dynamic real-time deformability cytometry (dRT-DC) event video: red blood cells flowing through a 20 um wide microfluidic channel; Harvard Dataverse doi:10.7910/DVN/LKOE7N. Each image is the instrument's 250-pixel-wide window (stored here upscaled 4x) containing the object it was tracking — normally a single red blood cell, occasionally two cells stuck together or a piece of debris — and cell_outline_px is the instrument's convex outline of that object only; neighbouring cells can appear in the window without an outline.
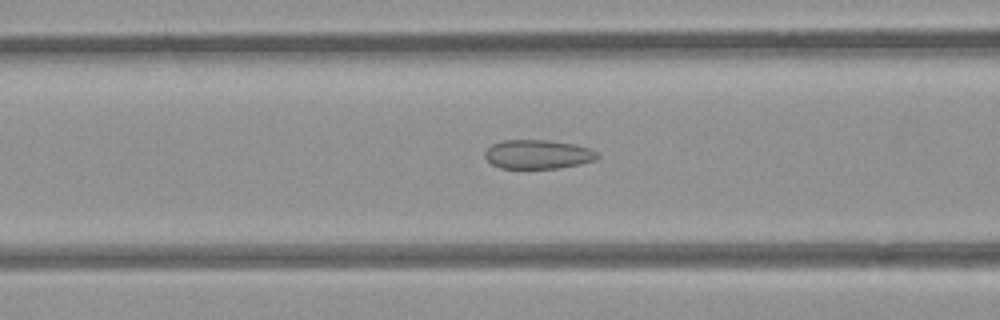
{"species": "common noctule bat (a hibernating species)", "species_latin": "Nyctalus noctula", "temperature_condition": "room temperature", "stored_images_in_passage": 55, "camera_frame_rate_fps": 3000, "um_per_image_px": 0.085, "animal": {"sex": "female", "body_mass_g": 21.9}, "frame": {"image": 1, "passage_image": 22, "time_ms": 7.0, "image_size_px": [1000, 320], "cell_outline_px": [[600, 156], [596, 160], [580, 164], [560, 168], [500, 168], [492, 164], [484, 156], [484, 152], [492, 144], [504, 140], [548, 140], [572, 144], [592, 148]], "centroid_in_image_um": [45.74, 13.12], "position_along_channel_um": 120.9, "area_um2": 19.07}}
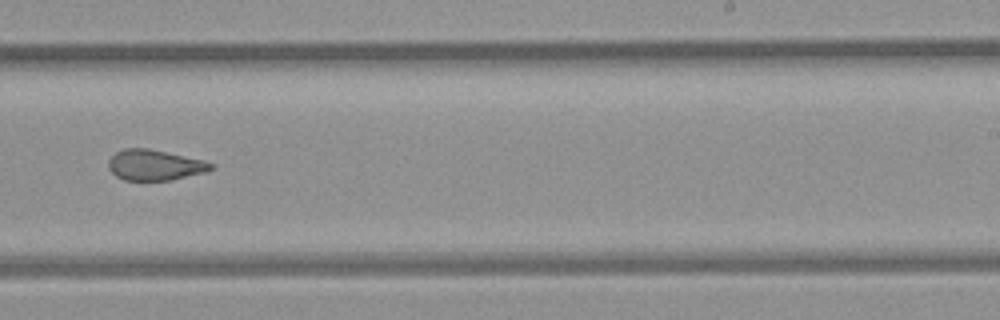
{"frame": {"image": 2, "passage_image": 34, "time_ms": 11.0, "image_size_px": [1000, 320], "cell_outline_px": [[216, 164], [212, 168], [204, 172], [172, 180], [124, 180], [116, 176], [108, 168], [108, 160], [116, 152], [124, 148], [148, 148], [204, 160]], "centroid_in_image_um": [13.14, 14.02], "position_along_channel_um": 275.9, "area_um2": 18.26}}
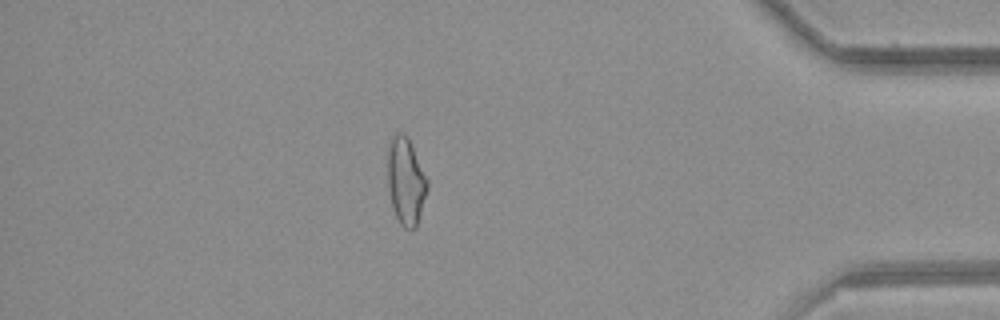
{"frame": {"image": 3, "passage_image": 47, "time_ms": 15.333, "image_size_px": [1000, 320], "cell_outline_px": [[428, 188], [416, 228], [404, 228], [400, 224], [392, 208], [388, 188], [388, 144], [392, 136], [396, 132], [404, 132], [408, 136], [428, 180]], "centroid_in_image_um": [34.49, 15.37], "position_along_channel_um": 400.7, "area_um2": 20.29}, "authors_computed_cell_mechanics": {"area_um2": 20.3456, "velocity_mm_per_s": 3.8703, "shape_relaxation_time_tau1_ms": null, "shape_relaxation_time_tau2_ms": 1.7228, "deformation_change_tau1": null, "deformation_change_tau2": 0.0777}}